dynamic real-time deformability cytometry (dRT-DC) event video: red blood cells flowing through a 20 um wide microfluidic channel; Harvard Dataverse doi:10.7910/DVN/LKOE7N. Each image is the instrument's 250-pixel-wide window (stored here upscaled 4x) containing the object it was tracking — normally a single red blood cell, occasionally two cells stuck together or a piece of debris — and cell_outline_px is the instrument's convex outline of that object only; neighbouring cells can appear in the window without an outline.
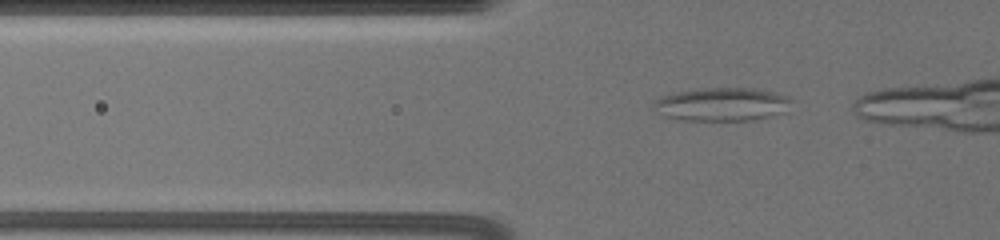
{"species": "common noctule bat (a hibernating species)", "species_latin": "Nyctalus noctula", "temperature_condition": "warm", "stored_images_in_passage": 19, "camera_frame_rate_fps": 3000, "um_per_image_px": 0.085, "animal": {"sex": "female", "body_mass_g": 19.5, "forearm_length_mm": 54.1}, "frame": {"image": 1, "passage_image": 9, "time_ms": 3.0, "image_size_px": [1000, 240], "cell_outline_px": [[792, 100], [788, 112], [752, 120], [684, 120], [664, 116], [652, 104], [656, 100], [664, 96], [676, 92], [708, 88], [756, 88], [788, 96]], "centroid_in_image_um": [61.45, 8.87], "position_along_channel_um": 64.4, "area_um2": 26.59}}
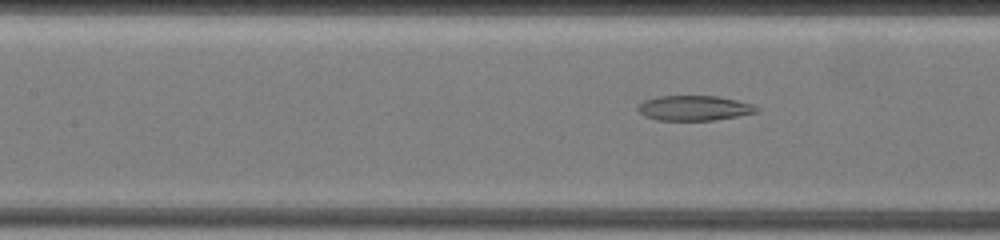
{"frame": {"image": 2, "passage_image": 16, "time_ms": 5.667, "image_size_px": [1000, 240], "cell_outline_px": [[760, 108], [756, 112], [736, 116], [712, 120], [656, 120], [644, 116], [636, 108], [644, 100], [660, 96], [720, 96], [752, 104]], "centroid_in_image_um": [58.98, 9.18], "position_along_channel_um": 148.4, "area_um2": 17.17}}